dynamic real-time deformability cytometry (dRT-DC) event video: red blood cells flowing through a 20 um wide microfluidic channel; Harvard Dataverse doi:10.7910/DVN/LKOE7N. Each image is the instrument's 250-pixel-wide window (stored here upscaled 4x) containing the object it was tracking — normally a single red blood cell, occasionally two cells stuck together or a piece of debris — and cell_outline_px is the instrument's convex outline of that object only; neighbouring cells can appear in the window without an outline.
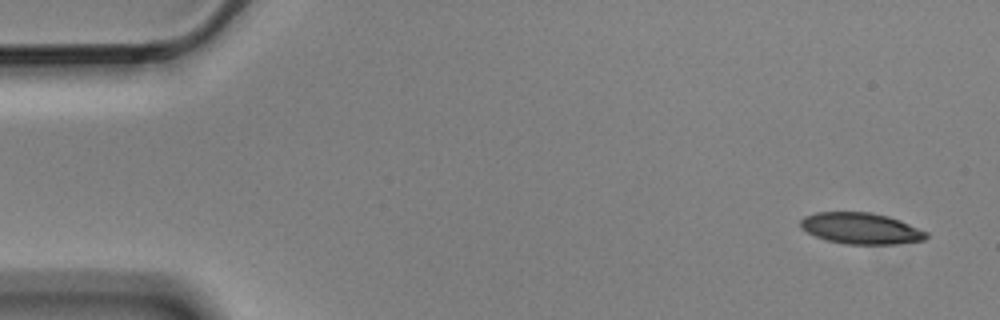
{"species": "Egyptian fruit bat (a non-hibernating species)", "species_latin": "Rousettus aegyptiacus", "temperature_condition": "cold", "stored_images_in_passage": 6, "camera_frame_rate_fps": 3000, "um_per_image_px": 0.085, "animal": {"sex": "male"}, "frame": {"image": 1, "passage_image": 1, "time_ms": 0.0, "image_size_px": [1000, 320], "cell_outline_px": [[928, 236], [924, 240], [896, 244], [844, 244], [828, 240], [816, 236], [800, 228], [800, 220], [804, 216], [816, 212], [872, 212], [888, 216], [900, 220], [928, 232]], "centroid_in_image_um": [73.18, 19.41], "position_along_channel_um": 11.8, "area_um2": 22.95}}
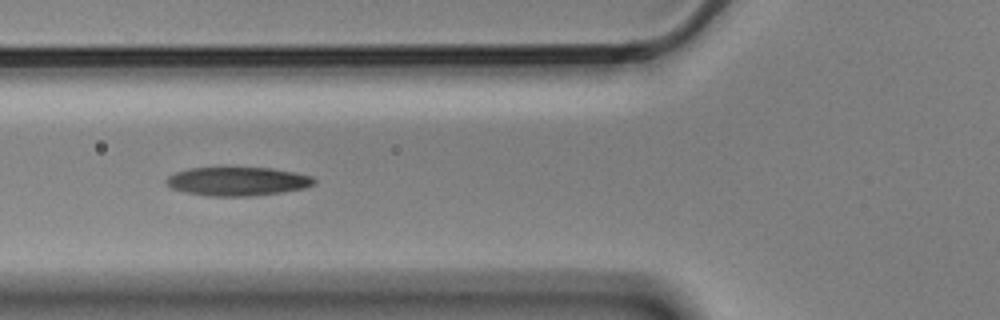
{"frame": {"image": 2, "passage_image": 6, "time_ms": 1.667, "image_size_px": [1000, 320], "cell_outline_px": [[316, 180], [312, 184], [304, 188], [280, 192], [252, 196], [208, 196], [184, 192], [172, 188], [164, 180], [168, 176], [176, 172], [188, 168], [272, 168], [312, 176]], "centroid_in_image_um": [20.15, 15.42], "position_along_channel_um": 105.6, "area_um2": 24.51}}